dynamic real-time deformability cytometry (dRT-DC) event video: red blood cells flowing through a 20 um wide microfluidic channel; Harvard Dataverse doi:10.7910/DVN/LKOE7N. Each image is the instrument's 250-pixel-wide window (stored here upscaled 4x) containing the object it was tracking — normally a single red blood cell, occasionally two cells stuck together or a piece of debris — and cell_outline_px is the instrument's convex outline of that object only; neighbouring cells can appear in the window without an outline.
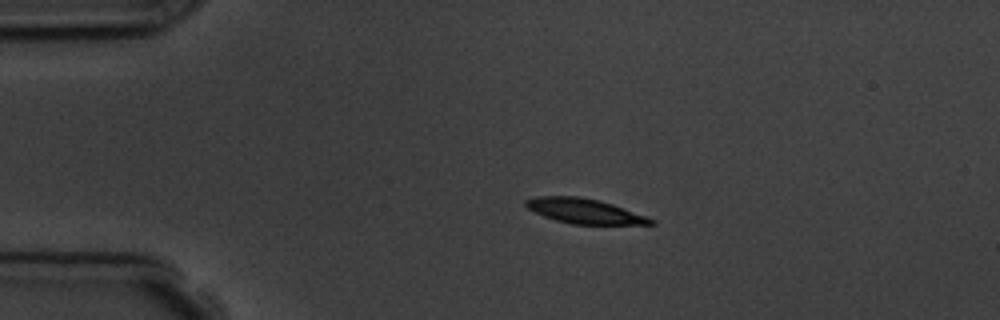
{"species": "common noctule bat (a hibernating species)", "species_latin": "Nyctalus noctula", "temperature_condition": "room temperature", "stored_images_in_passage": 8, "camera_frame_rate_fps": 3000, "um_per_image_px": 0.085, "animal": {"sex": "male", "body_mass_g": 19.5, "forearm_length_mm": 54.6}, "frame": {"image": 1, "passage_image": 2, "time_ms": 2.0, "image_size_px": [1000, 320], "cell_outline_px": [[656, 224], [572, 224], [556, 220], [544, 216], [528, 208], [524, 204], [524, 200], [536, 196], [580, 196], [600, 200], [648, 216], [656, 220]], "centroid_in_image_um": [49.7, 17.93], "position_along_channel_um": 35.3, "area_um2": 18.15}}
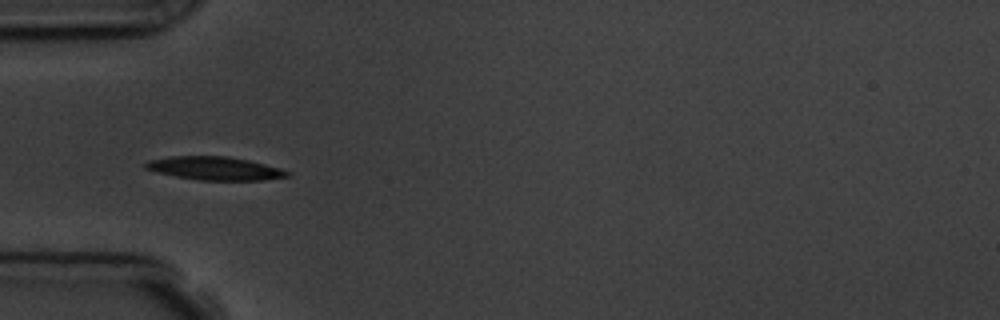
{"frame": {"image": 2, "passage_image": 4, "time_ms": 4.0, "image_size_px": [1000, 320], "cell_outline_px": [[292, 172], [288, 176], [264, 180], [200, 180], [176, 176], [156, 172], [144, 168], [144, 164], [148, 160], [168, 156], [228, 156], [248, 160], [280, 168]], "centroid_in_image_um": [18.24, 14.3], "position_along_channel_um": 66.8, "area_um2": 19.25}}